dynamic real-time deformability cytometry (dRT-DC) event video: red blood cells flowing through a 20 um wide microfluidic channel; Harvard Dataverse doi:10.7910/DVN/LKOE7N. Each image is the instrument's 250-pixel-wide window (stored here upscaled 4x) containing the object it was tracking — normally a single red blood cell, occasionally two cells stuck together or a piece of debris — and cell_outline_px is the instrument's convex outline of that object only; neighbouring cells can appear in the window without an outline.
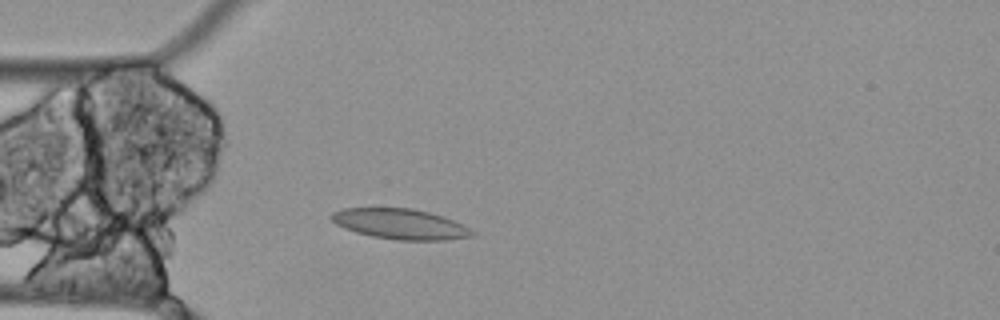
{"species": "Egyptian fruit bat (a non-hibernating species)", "species_latin": "Rousettus aegyptiacus", "temperature_condition": "cold", "stored_images_in_passage": 3, "camera_frame_rate_fps": 3000, "um_per_image_px": 0.085, "animal": {"sex": "female"}, "frame": {"image": 1, "passage_image": 3, "time_ms": 0.667, "image_size_px": [1000, 320], "cell_outline_px": [[476, 232], [472, 236], [444, 240], [396, 240], [372, 236], [356, 232], [344, 228], [336, 224], [328, 216], [332, 212], [344, 208], [412, 208], [444, 216]], "centroid_in_image_um": [33.98, 19.03], "position_along_channel_um": 51.0, "area_um2": 24.8}}